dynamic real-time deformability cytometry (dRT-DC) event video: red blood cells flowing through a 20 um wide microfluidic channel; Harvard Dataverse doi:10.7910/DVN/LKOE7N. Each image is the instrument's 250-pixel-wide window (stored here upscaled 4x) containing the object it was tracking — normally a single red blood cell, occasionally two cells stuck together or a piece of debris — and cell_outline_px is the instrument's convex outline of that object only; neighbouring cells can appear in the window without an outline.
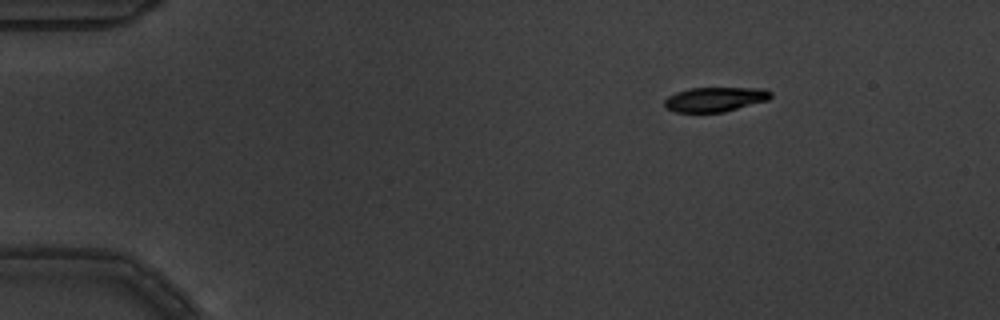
{"species": "common noctule bat (a hibernating species)", "species_latin": "Nyctalus noctula", "temperature_condition": "warm", "stored_images_in_passage": 8, "camera_frame_rate_fps": 3000, "um_per_image_px": 0.085, "animal": {"sex": "male", "body_mass_g": 19.5, "forearm_length_mm": 54.6}, "frame": {"image": 1, "passage_image": 3, "time_ms": 0.667, "image_size_px": [1000, 320], "cell_outline_px": [[772, 96], [768, 100], [724, 112], [676, 112], [664, 108], [664, 100], [668, 96], [676, 92], [688, 88], [764, 88], [772, 92]], "centroid_in_image_um": [60.76, 8.44], "position_along_channel_um": 24.2, "area_um2": 15.32}}
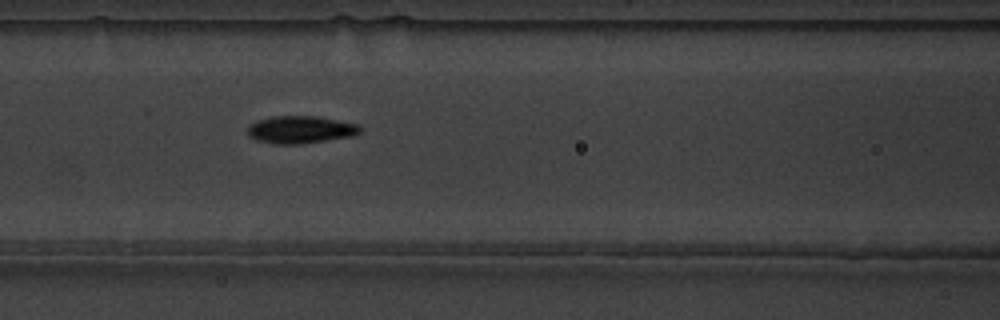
{"frame": {"image": 2, "passage_image": 8, "time_ms": 2.333, "image_size_px": [1000, 320], "cell_outline_px": [[360, 132], [352, 136], [300, 144], [276, 144], [256, 140], [248, 136], [248, 124], [256, 120], [272, 116], [320, 116], [360, 124]], "centroid_in_image_um": [25.53, 11.0], "position_along_channel_um": 141.1, "area_um2": 18.21}}